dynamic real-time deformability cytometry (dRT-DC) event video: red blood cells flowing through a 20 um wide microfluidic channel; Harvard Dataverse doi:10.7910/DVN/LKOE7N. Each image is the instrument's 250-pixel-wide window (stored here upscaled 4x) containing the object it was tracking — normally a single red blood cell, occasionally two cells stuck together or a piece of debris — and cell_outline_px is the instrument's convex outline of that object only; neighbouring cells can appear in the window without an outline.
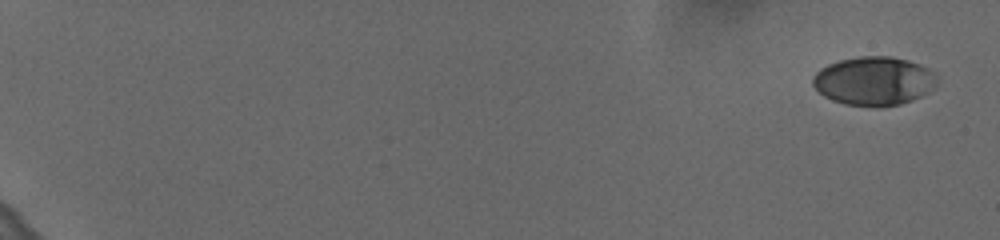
{"species": "human", "species_latin": "Homo sapiens", "temperature_condition": "cold", "stored_images_in_passage": 59, "camera_frame_rate_fps": 3000, "um_per_image_px": 0.085, "donor": {"sex": "female"}, "frame": {"image": 1, "passage_image": 1, "time_ms": 0.0, "image_size_px": [1000, 240], "cell_outline_px": [[936, 84], [928, 92], [912, 100], [900, 104], [844, 104], [832, 100], [824, 96], [812, 84], [812, 76], [820, 68], [828, 64], [840, 60], [860, 56], [892, 56], [908, 60], [920, 64], [936, 72]], "centroid_in_image_um": [74.28, 6.84], "position_along_channel_um": 10.7, "area_um2": 34.8}}
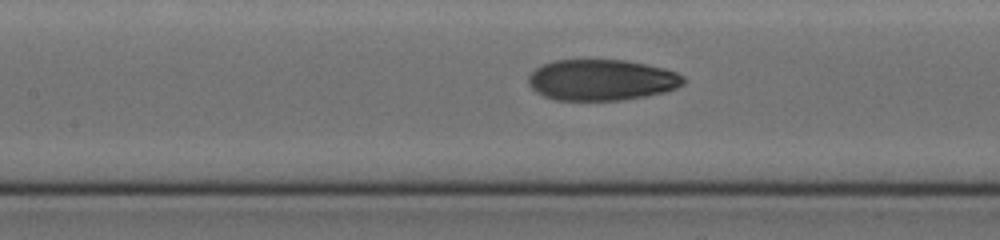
{"frame": {"image": 2, "passage_image": 31, "time_ms": 10.0, "image_size_px": [1000, 240], "cell_outline_px": [[684, 84], [676, 88], [664, 92], [644, 96], [620, 100], [556, 100], [544, 96], [536, 92], [528, 84], [528, 76], [536, 68], [552, 60], [584, 56], [628, 60], [664, 68], [676, 72], [684, 76]], "centroid_in_image_um": [51.1, 6.74], "position_along_channel_um": 156.3, "area_um2": 38.21}}
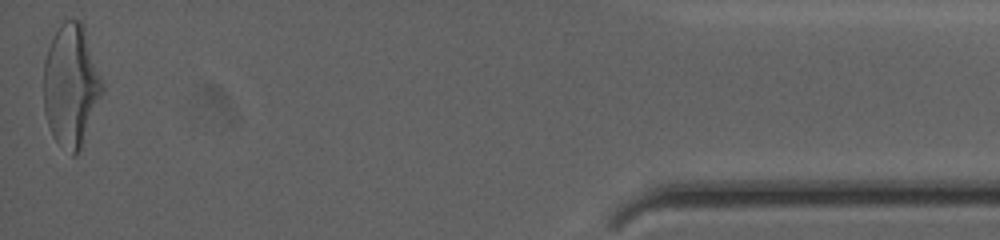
{"frame": {"image": 3, "passage_image": 59, "time_ms": 19.333, "image_size_px": [1000, 240], "cell_outline_px": [[104, 88], [80, 148], [76, 156], [72, 156], [52, 136], [44, 112], [44, 60], [52, 36], [60, 24], [64, 20], [80, 20], [84, 24], [104, 84]], "centroid_in_image_um": [6.03, 7.22], "position_along_channel_um": 429.2, "area_um2": 41.73}, "authors_computed_cell_mechanics": {"area_um2": 37.1076, "velocity_mm_per_s": 3.6337, "shape_relaxation_time_tau1_ms": 4.4933, "shape_relaxation_time_tau2_ms": 1.2831, "deformation_change_tau1": 0.1837, "deformation_change_tau2": 0.0664}}